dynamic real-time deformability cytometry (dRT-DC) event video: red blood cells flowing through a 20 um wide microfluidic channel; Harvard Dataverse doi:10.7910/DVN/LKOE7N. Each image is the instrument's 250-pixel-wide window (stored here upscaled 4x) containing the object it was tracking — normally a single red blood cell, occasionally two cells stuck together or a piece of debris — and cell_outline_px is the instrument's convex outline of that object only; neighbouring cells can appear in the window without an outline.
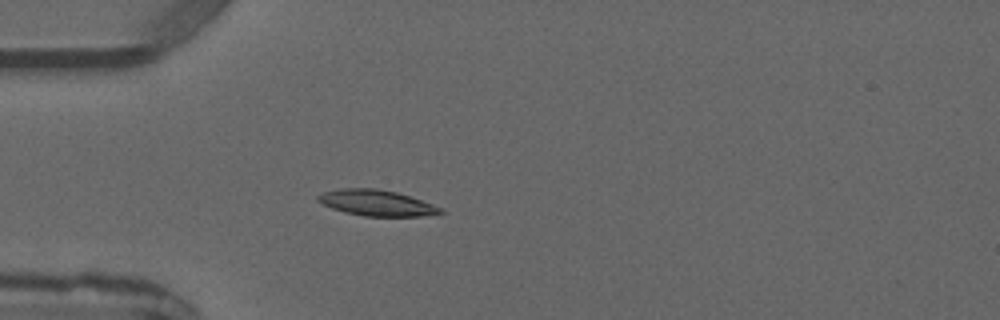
{"species": "common noctule bat (a hibernating species)", "species_latin": "Nyctalus noctula", "temperature_condition": "warm", "stored_images_in_passage": 3, "camera_frame_rate_fps": 3000, "um_per_image_px": 0.085, "animal": {"sex": "male", "forearm_length_mm": 52.5}, "frame": {"image": 1, "passage_image": 3, "time_ms": 2.333, "image_size_px": [1000, 320], "cell_outline_px": [[444, 212], [420, 216], [364, 216], [344, 212], [332, 208], [316, 200], [316, 196], [324, 192], [340, 188], [376, 188], [396, 192], [432, 204], [440, 208]], "centroid_in_image_um": [31.95, 17.24], "position_along_channel_um": 53.1, "area_um2": 18.21}}